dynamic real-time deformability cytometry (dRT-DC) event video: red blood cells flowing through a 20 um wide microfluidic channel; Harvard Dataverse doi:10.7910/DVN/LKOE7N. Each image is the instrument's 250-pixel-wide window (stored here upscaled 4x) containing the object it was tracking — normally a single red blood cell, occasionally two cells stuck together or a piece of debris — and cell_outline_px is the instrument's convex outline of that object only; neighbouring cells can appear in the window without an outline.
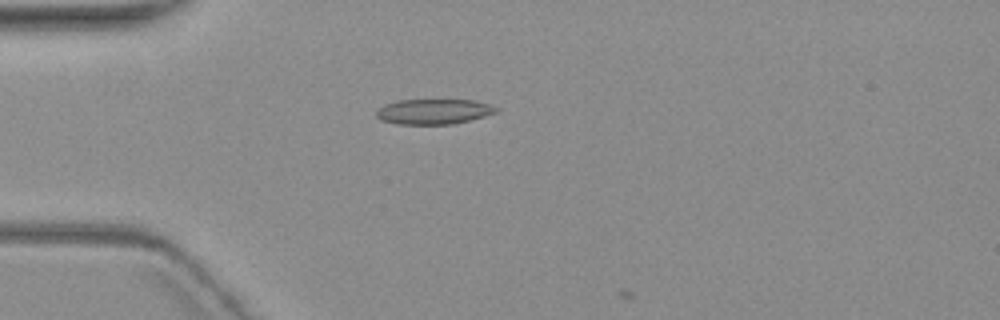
{"species": "common noctule bat (a hibernating species)", "species_latin": "Nyctalus noctula", "temperature_condition": "warm", "stored_images_in_passage": 5, "camera_frame_rate_fps": 3000, "um_per_image_px": 0.085, "animal": {"sex": "female", "body_mass_g": 19.3, "forearm_length_mm": 54.1}, "frame": {"image": 1, "passage_image": 4, "time_ms": 3.667, "image_size_px": [1000, 320], "cell_outline_px": [[500, 112], [452, 124], [396, 124], [380, 120], [376, 116], [376, 112], [384, 104], [396, 100], [472, 100], [492, 104], [500, 108]], "centroid_in_image_um": [36.89, 9.48], "position_along_channel_um": 48.1, "area_um2": 17.74}}